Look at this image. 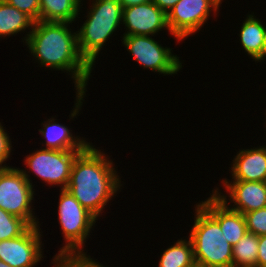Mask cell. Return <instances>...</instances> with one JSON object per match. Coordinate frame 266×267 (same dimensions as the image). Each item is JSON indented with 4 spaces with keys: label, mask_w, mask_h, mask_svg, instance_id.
<instances>
[{
    "label": "cell",
    "mask_w": 266,
    "mask_h": 267,
    "mask_svg": "<svg viewBox=\"0 0 266 267\" xmlns=\"http://www.w3.org/2000/svg\"><path fill=\"white\" fill-rule=\"evenodd\" d=\"M189 267H206V266H204V265H202V264H199V263H196V262H194L191 266H189Z\"/></svg>",
    "instance_id": "31"
},
{
    "label": "cell",
    "mask_w": 266,
    "mask_h": 267,
    "mask_svg": "<svg viewBox=\"0 0 266 267\" xmlns=\"http://www.w3.org/2000/svg\"><path fill=\"white\" fill-rule=\"evenodd\" d=\"M120 37L122 38V45L130 53V56L145 70H151L159 75L173 76L184 67L180 57L172 53V48L164 47L159 41H156L155 36L129 35Z\"/></svg>",
    "instance_id": "8"
},
{
    "label": "cell",
    "mask_w": 266,
    "mask_h": 267,
    "mask_svg": "<svg viewBox=\"0 0 266 267\" xmlns=\"http://www.w3.org/2000/svg\"><path fill=\"white\" fill-rule=\"evenodd\" d=\"M29 227L30 225L24 219L0 208V241L17 238Z\"/></svg>",
    "instance_id": "22"
},
{
    "label": "cell",
    "mask_w": 266,
    "mask_h": 267,
    "mask_svg": "<svg viewBox=\"0 0 266 267\" xmlns=\"http://www.w3.org/2000/svg\"><path fill=\"white\" fill-rule=\"evenodd\" d=\"M107 153L91 142L75 158L66 187L75 199L97 219L105 206L121 192L123 181ZM122 181V182H121ZM123 183V184H122Z\"/></svg>",
    "instance_id": "2"
},
{
    "label": "cell",
    "mask_w": 266,
    "mask_h": 267,
    "mask_svg": "<svg viewBox=\"0 0 266 267\" xmlns=\"http://www.w3.org/2000/svg\"><path fill=\"white\" fill-rule=\"evenodd\" d=\"M0 267H11V266L5 263L4 261L0 260Z\"/></svg>",
    "instance_id": "30"
},
{
    "label": "cell",
    "mask_w": 266,
    "mask_h": 267,
    "mask_svg": "<svg viewBox=\"0 0 266 267\" xmlns=\"http://www.w3.org/2000/svg\"><path fill=\"white\" fill-rule=\"evenodd\" d=\"M266 59V35H265V40L261 49V53L260 55L254 60L255 63L257 62H264V60Z\"/></svg>",
    "instance_id": "29"
},
{
    "label": "cell",
    "mask_w": 266,
    "mask_h": 267,
    "mask_svg": "<svg viewBox=\"0 0 266 267\" xmlns=\"http://www.w3.org/2000/svg\"><path fill=\"white\" fill-rule=\"evenodd\" d=\"M40 226H30L19 237L0 241V260L11 267H35L41 263L45 248Z\"/></svg>",
    "instance_id": "10"
},
{
    "label": "cell",
    "mask_w": 266,
    "mask_h": 267,
    "mask_svg": "<svg viewBox=\"0 0 266 267\" xmlns=\"http://www.w3.org/2000/svg\"><path fill=\"white\" fill-rule=\"evenodd\" d=\"M231 181L266 182V142L237 151L229 167Z\"/></svg>",
    "instance_id": "13"
},
{
    "label": "cell",
    "mask_w": 266,
    "mask_h": 267,
    "mask_svg": "<svg viewBox=\"0 0 266 267\" xmlns=\"http://www.w3.org/2000/svg\"><path fill=\"white\" fill-rule=\"evenodd\" d=\"M11 6L28 15L34 22L39 21L40 0H4Z\"/></svg>",
    "instance_id": "24"
},
{
    "label": "cell",
    "mask_w": 266,
    "mask_h": 267,
    "mask_svg": "<svg viewBox=\"0 0 266 267\" xmlns=\"http://www.w3.org/2000/svg\"><path fill=\"white\" fill-rule=\"evenodd\" d=\"M199 203L218 221L227 242L234 246L247 232L245 217L241 212L231 210L213 191Z\"/></svg>",
    "instance_id": "14"
},
{
    "label": "cell",
    "mask_w": 266,
    "mask_h": 267,
    "mask_svg": "<svg viewBox=\"0 0 266 267\" xmlns=\"http://www.w3.org/2000/svg\"><path fill=\"white\" fill-rule=\"evenodd\" d=\"M86 20L77 30L81 56L94 69L96 59L117 29H122L123 7L119 0H89Z\"/></svg>",
    "instance_id": "3"
},
{
    "label": "cell",
    "mask_w": 266,
    "mask_h": 267,
    "mask_svg": "<svg viewBox=\"0 0 266 267\" xmlns=\"http://www.w3.org/2000/svg\"><path fill=\"white\" fill-rule=\"evenodd\" d=\"M3 122H0V168H5V167H11L10 165L8 166L6 161L11 159V153H13L12 150V142L10 139V136L5 130V127L2 125Z\"/></svg>",
    "instance_id": "25"
},
{
    "label": "cell",
    "mask_w": 266,
    "mask_h": 267,
    "mask_svg": "<svg viewBox=\"0 0 266 267\" xmlns=\"http://www.w3.org/2000/svg\"><path fill=\"white\" fill-rule=\"evenodd\" d=\"M233 267H257L258 236L246 234L232 247Z\"/></svg>",
    "instance_id": "20"
},
{
    "label": "cell",
    "mask_w": 266,
    "mask_h": 267,
    "mask_svg": "<svg viewBox=\"0 0 266 267\" xmlns=\"http://www.w3.org/2000/svg\"><path fill=\"white\" fill-rule=\"evenodd\" d=\"M188 238L196 263L206 267H233L232 245L227 242L218 221L198 202Z\"/></svg>",
    "instance_id": "4"
},
{
    "label": "cell",
    "mask_w": 266,
    "mask_h": 267,
    "mask_svg": "<svg viewBox=\"0 0 266 267\" xmlns=\"http://www.w3.org/2000/svg\"><path fill=\"white\" fill-rule=\"evenodd\" d=\"M69 22H34L32 31L25 43L30 57L39 67L69 73L74 83L76 99L70 111L69 120L79 116L83 108L88 81L93 68L81 56L78 49L77 31L70 28Z\"/></svg>",
    "instance_id": "1"
},
{
    "label": "cell",
    "mask_w": 266,
    "mask_h": 267,
    "mask_svg": "<svg viewBox=\"0 0 266 267\" xmlns=\"http://www.w3.org/2000/svg\"><path fill=\"white\" fill-rule=\"evenodd\" d=\"M54 116L41 122L38 129L42 141L40 148L54 150H84L91 142L84 137L72 133L67 125L58 123Z\"/></svg>",
    "instance_id": "15"
},
{
    "label": "cell",
    "mask_w": 266,
    "mask_h": 267,
    "mask_svg": "<svg viewBox=\"0 0 266 267\" xmlns=\"http://www.w3.org/2000/svg\"><path fill=\"white\" fill-rule=\"evenodd\" d=\"M96 260L89 253H56L50 263L52 267H109Z\"/></svg>",
    "instance_id": "21"
},
{
    "label": "cell",
    "mask_w": 266,
    "mask_h": 267,
    "mask_svg": "<svg viewBox=\"0 0 266 267\" xmlns=\"http://www.w3.org/2000/svg\"><path fill=\"white\" fill-rule=\"evenodd\" d=\"M220 183L225 193L217 186L212 191L231 210L244 214L266 207V182L222 178Z\"/></svg>",
    "instance_id": "11"
},
{
    "label": "cell",
    "mask_w": 266,
    "mask_h": 267,
    "mask_svg": "<svg viewBox=\"0 0 266 267\" xmlns=\"http://www.w3.org/2000/svg\"><path fill=\"white\" fill-rule=\"evenodd\" d=\"M122 26L126 30L121 36H156L163 30H168L171 34L167 14L153 2L123 8Z\"/></svg>",
    "instance_id": "12"
},
{
    "label": "cell",
    "mask_w": 266,
    "mask_h": 267,
    "mask_svg": "<svg viewBox=\"0 0 266 267\" xmlns=\"http://www.w3.org/2000/svg\"><path fill=\"white\" fill-rule=\"evenodd\" d=\"M157 267H189L195 260L191 240L177 239L173 245H169L160 256Z\"/></svg>",
    "instance_id": "19"
},
{
    "label": "cell",
    "mask_w": 266,
    "mask_h": 267,
    "mask_svg": "<svg viewBox=\"0 0 266 267\" xmlns=\"http://www.w3.org/2000/svg\"><path fill=\"white\" fill-rule=\"evenodd\" d=\"M35 191L19 167L0 168V208L24 219L30 226L41 225L33 207Z\"/></svg>",
    "instance_id": "7"
},
{
    "label": "cell",
    "mask_w": 266,
    "mask_h": 267,
    "mask_svg": "<svg viewBox=\"0 0 266 267\" xmlns=\"http://www.w3.org/2000/svg\"><path fill=\"white\" fill-rule=\"evenodd\" d=\"M34 21L25 13L11 6L4 0H0V39L5 37H12L16 34L25 33L21 42L26 43L30 35ZM29 31H28V30ZM28 31V32H27ZM3 37V38H2Z\"/></svg>",
    "instance_id": "16"
},
{
    "label": "cell",
    "mask_w": 266,
    "mask_h": 267,
    "mask_svg": "<svg viewBox=\"0 0 266 267\" xmlns=\"http://www.w3.org/2000/svg\"><path fill=\"white\" fill-rule=\"evenodd\" d=\"M257 267H266V235L258 236Z\"/></svg>",
    "instance_id": "26"
},
{
    "label": "cell",
    "mask_w": 266,
    "mask_h": 267,
    "mask_svg": "<svg viewBox=\"0 0 266 267\" xmlns=\"http://www.w3.org/2000/svg\"><path fill=\"white\" fill-rule=\"evenodd\" d=\"M247 231L257 236L266 235V207L243 214Z\"/></svg>",
    "instance_id": "23"
},
{
    "label": "cell",
    "mask_w": 266,
    "mask_h": 267,
    "mask_svg": "<svg viewBox=\"0 0 266 267\" xmlns=\"http://www.w3.org/2000/svg\"><path fill=\"white\" fill-rule=\"evenodd\" d=\"M153 0H119L123 8L133 6V5H138V4H143L147 2H152Z\"/></svg>",
    "instance_id": "28"
},
{
    "label": "cell",
    "mask_w": 266,
    "mask_h": 267,
    "mask_svg": "<svg viewBox=\"0 0 266 267\" xmlns=\"http://www.w3.org/2000/svg\"><path fill=\"white\" fill-rule=\"evenodd\" d=\"M179 0H153L152 2L157 5L166 14L176 5Z\"/></svg>",
    "instance_id": "27"
},
{
    "label": "cell",
    "mask_w": 266,
    "mask_h": 267,
    "mask_svg": "<svg viewBox=\"0 0 266 267\" xmlns=\"http://www.w3.org/2000/svg\"><path fill=\"white\" fill-rule=\"evenodd\" d=\"M84 0H40L39 21L75 23L81 16ZM81 9V10H80ZM81 11V12H80Z\"/></svg>",
    "instance_id": "17"
},
{
    "label": "cell",
    "mask_w": 266,
    "mask_h": 267,
    "mask_svg": "<svg viewBox=\"0 0 266 267\" xmlns=\"http://www.w3.org/2000/svg\"><path fill=\"white\" fill-rule=\"evenodd\" d=\"M83 150H54L36 148L26 157H24V166L26 169H21V172L28 180V182L35 189L31 179V173H34V177L44 181L45 185L51 187H58L66 189L72 166L76 156ZM29 170V171H28ZM31 172V173H30Z\"/></svg>",
    "instance_id": "6"
},
{
    "label": "cell",
    "mask_w": 266,
    "mask_h": 267,
    "mask_svg": "<svg viewBox=\"0 0 266 267\" xmlns=\"http://www.w3.org/2000/svg\"><path fill=\"white\" fill-rule=\"evenodd\" d=\"M58 223L64 242L57 251L61 253H88L86 240L91 238L97 218L86 210L66 189L59 191ZM91 233V234H90Z\"/></svg>",
    "instance_id": "5"
},
{
    "label": "cell",
    "mask_w": 266,
    "mask_h": 267,
    "mask_svg": "<svg viewBox=\"0 0 266 267\" xmlns=\"http://www.w3.org/2000/svg\"><path fill=\"white\" fill-rule=\"evenodd\" d=\"M223 2L224 0H179L167 14L170 36L180 43L200 32L210 17L213 16L214 20V16L220 14Z\"/></svg>",
    "instance_id": "9"
},
{
    "label": "cell",
    "mask_w": 266,
    "mask_h": 267,
    "mask_svg": "<svg viewBox=\"0 0 266 267\" xmlns=\"http://www.w3.org/2000/svg\"><path fill=\"white\" fill-rule=\"evenodd\" d=\"M241 24L239 43L244 52L252 58L253 61L260 55L266 35V24L261 19L256 18L254 12L247 13L246 18Z\"/></svg>",
    "instance_id": "18"
}]
</instances>
